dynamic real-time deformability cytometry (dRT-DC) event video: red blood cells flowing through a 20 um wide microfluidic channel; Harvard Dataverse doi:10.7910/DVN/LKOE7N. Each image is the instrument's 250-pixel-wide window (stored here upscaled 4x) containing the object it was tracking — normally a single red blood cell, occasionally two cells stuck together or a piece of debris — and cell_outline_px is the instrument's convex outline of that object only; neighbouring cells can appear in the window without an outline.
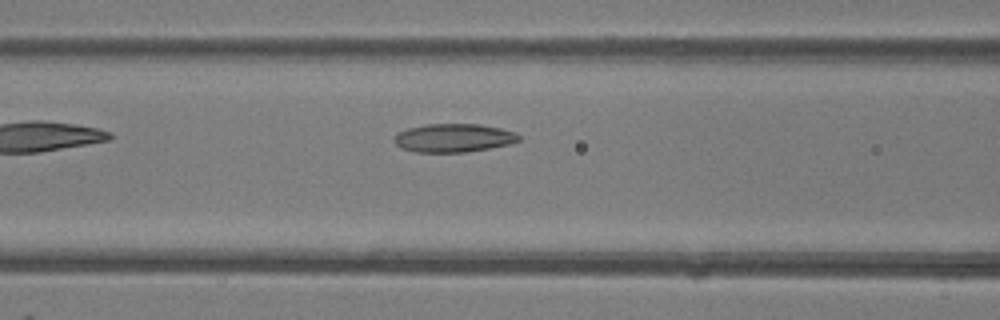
{"species": "common noctule bat (a hibernating species)", "species_latin": "Nyctalus noctula", "temperature_condition": "room temperature", "stored_images_in_passage": 36, "camera_frame_rate_fps": 3000, "um_per_image_px": 0.085, "animal": {"sex": "female"}, "frame": {"image": 1, "passage_image": 7, "time_ms": 2.0, "image_size_px": [1000, 320], "cell_outline_px": [[520, 140], [512, 144], [468, 152], [416, 152], [400, 148], [396, 144], [396, 136], [400, 132], [408, 128], [424, 124], [480, 124], [500, 128], [516, 132], [520, 136]], "centroid_in_image_um": [38.61, 11.72], "position_along_channel_um": 128.0, "area_um2": 20.69}}
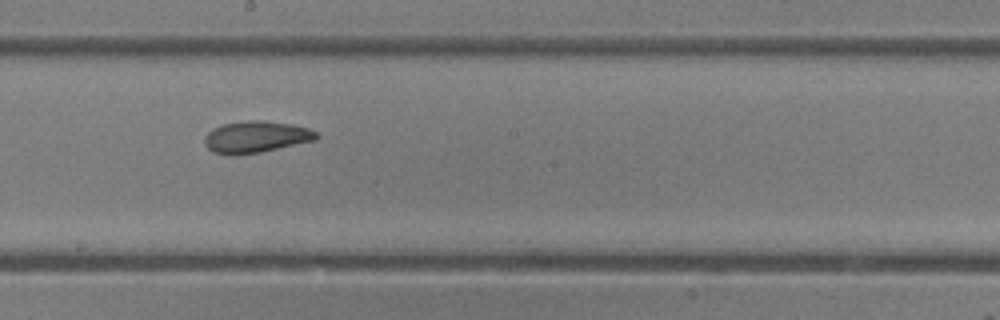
{"frame": {"image": 2, "passage_image": 14, "time_ms": 4.333, "image_size_px": [1000, 320], "cell_outline_px": [[320, 136], [316, 140], [260, 152], [212, 152], [204, 144], [204, 136], [212, 128], [224, 124], [248, 120], [264, 120], [292, 124], [308, 128], [316, 132]], "centroid_in_image_um": [21.8, 11.59], "position_along_channel_um": 226.4, "area_um2": 20.11}}
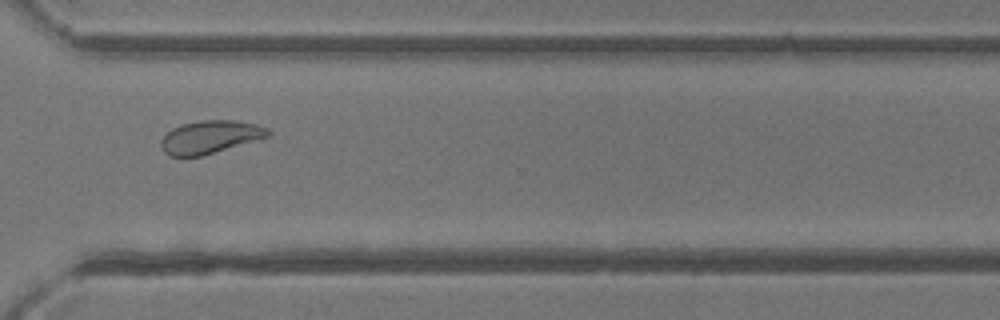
{"frame": {"image": 3, "passage_image": 23, "time_ms": 7.333, "image_size_px": [1000, 320], "cell_outline_px": [[272, 136], [200, 156], [168, 156], [164, 152], [160, 144], [160, 140], [172, 128], [180, 124], [200, 120], [232, 120], [256, 124], [268, 128], [272, 132]], "centroid_in_image_um": [17.87, 11.64], "position_along_channel_um": 352.7, "area_um2": 20.63}, "authors_computed_cell_mechanics": {"area_um2": 21.0681, "velocity_mm_per_s": 4.2134, "shape_relaxation_time_tau1_ms": 7.4517, "shape_relaxation_time_tau2_ms": 2.3065, "deformation_change_tau1": 0.1833, "deformation_change_tau2": 0.0707}}